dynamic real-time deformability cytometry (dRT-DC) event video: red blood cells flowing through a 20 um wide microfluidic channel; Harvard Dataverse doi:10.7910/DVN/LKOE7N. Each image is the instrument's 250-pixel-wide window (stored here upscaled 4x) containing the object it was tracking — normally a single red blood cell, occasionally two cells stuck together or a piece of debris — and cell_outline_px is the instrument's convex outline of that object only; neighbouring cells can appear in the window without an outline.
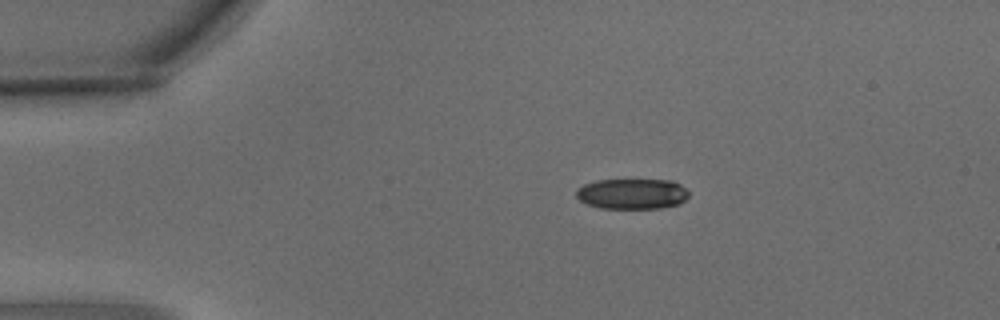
{"species": "common noctule bat (a hibernating species)", "species_latin": "Nyctalus noctula", "temperature_condition": "warm", "stored_images_in_passage": 4, "camera_frame_rate_fps": 3000, "um_per_image_px": 0.085, "animal": {"sex": "male", "body_mass_g": 15.6}, "frame": {"image": 1, "passage_image": 2, "time_ms": 0.333, "image_size_px": [1000, 320], "cell_outline_px": [[688, 196], [680, 204], [660, 208], [600, 208], [588, 204], [580, 200], [576, 196], [576, 188], [584, 184], [596, 180], [672, 180], [680, 184], [688, 192]], "centroid_in_image_um": [53.72, 16.47], "position_along_channel_um": 31.3, "area_um2": 20.0}}
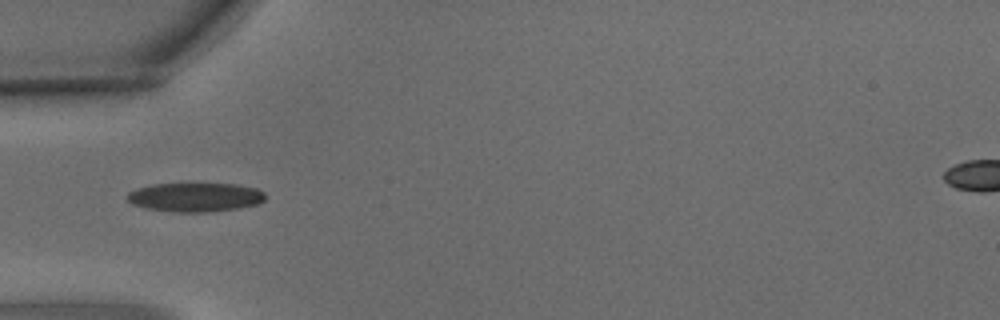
{"frame": {"image": 2, "passage_image": 4, "time_ms": 1.0, "image_size_px": [1000, 320], "cell_outline_px": [[264, 200], [260, 204], [240, 208], [208, 212], [176, 212], [148, 208], [132, 204], [128, 200], [128, 192], [136, 188], [152, 184], [236, 184], [256, 188], [264, 192]], "centroid_in_image_um": [16.62, 16.76], "position_along_channel_um": 68.4, "area_um2": 23.29}}